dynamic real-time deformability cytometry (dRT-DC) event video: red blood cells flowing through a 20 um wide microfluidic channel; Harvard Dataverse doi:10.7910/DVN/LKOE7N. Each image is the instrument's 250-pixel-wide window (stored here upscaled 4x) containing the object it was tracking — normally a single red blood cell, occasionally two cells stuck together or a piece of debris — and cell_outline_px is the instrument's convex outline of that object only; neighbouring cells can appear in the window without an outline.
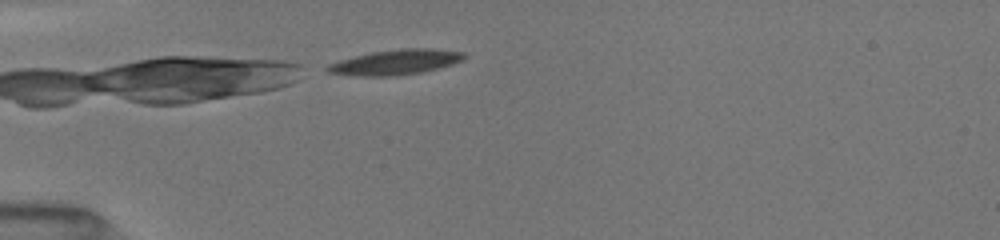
{"species": "common noctule bat (a hibernating species)", "species_latin": "Nyctalus noctula", "temperature_condition": "room temperature", "stored_images_in_passage": 4, "camera_frame_rate_fps": 3000, "um_per_image_px": 0.085, "animal": {"sex": "female", "body_mass_g": 19.5, "forearm_length_mm": 54.1}, "frame": {"image": 1, "passage_image": 4, "time_ms": 1.0, "image_size_px": [1000, 240], "cell_outline_px": [[468, 56], [464, 60], [452, 64], [420, 72], [396, 76], [352, 76], [328, 72], [324, 68], [328, 64], [340, 60], [372, 52], [400, 48], [432, 48], [464, 52]], "centroid_in_image_um": [33.64, 5.28], "position_along_channel_um": 51.4, "area_um2": 20.06}}